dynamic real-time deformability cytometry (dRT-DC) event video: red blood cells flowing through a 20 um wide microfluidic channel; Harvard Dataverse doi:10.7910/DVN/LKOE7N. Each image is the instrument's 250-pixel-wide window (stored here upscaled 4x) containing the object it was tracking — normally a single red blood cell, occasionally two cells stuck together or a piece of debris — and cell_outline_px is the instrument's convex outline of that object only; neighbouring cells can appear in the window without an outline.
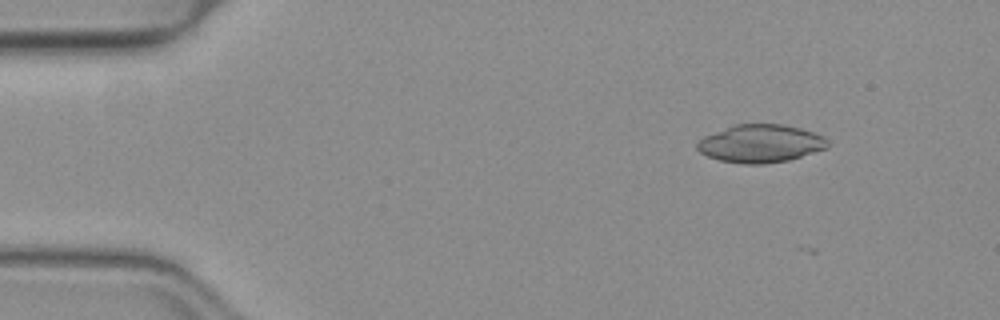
{"species": "common noctule bat (a hibernating species)", "species_latin": "Nyctalus noctula", "temperature_condition": "warm", "stored_images_in_passage": 2, "camera_frame_rate_fps": 3000, "um_per_image_px": 0.085, "animal": {"sex": "female", "body_mass_g": 19.3, "forearm_length_mm": 54.1}, "frame": {"image": 1, "passage_image": 1, "time_ms": 0.0, "image_size_px": [1000, 320], "cell_outline_px": [[828, 148], [788, 160], [764, 164], [744, 164], [720, 160], [708, 156], [700, 152], [696, 148], [696, 144], [704, 136], [732, 124], [784, 124], [800, 128], [824, 136], [828, 140]], "centroid_in_image_um": [64.64, 12.19], "position_along_channel_um": 20.4, "area_um2": 28.9}}